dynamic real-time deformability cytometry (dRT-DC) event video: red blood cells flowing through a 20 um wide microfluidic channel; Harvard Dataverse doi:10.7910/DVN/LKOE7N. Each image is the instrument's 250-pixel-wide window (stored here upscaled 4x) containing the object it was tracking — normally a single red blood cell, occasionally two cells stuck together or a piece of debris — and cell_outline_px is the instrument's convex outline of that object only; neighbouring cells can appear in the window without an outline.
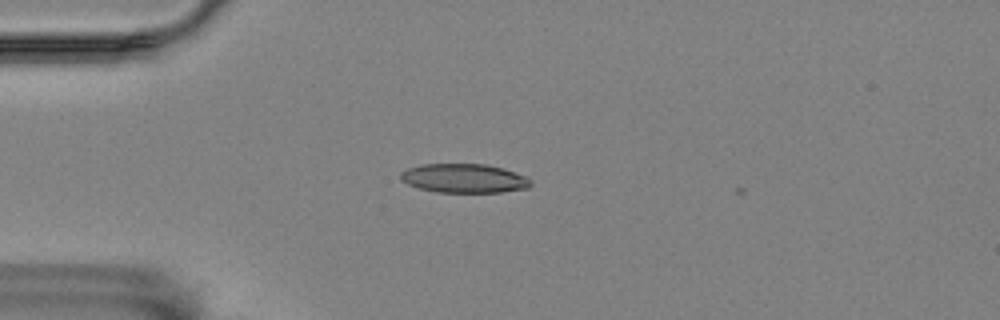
{"species": "Egyptian fruit bat (a non-hibernating species)", "species_latin": "Rousettus aegyptiacus", "temperature_condition": "room temperature", "stored_images_in_passage": 40, "camera_frame_rate_fps": 3000, "um_per_image_px": 0.085, "animal": {"sex": "female"}, "frame": {"image": 1, "passage_image": 1, "time_ms": 0.0, "image_size_px": [1000, 320], "cell_outline_px": [[532, 184], [528, 188], [500, 192], [436, 192], [420, 188], [408, 184], [400, 180], [400, 172], [408, 168], [420, 164], [484, 164], [504, 168], [524, 176], [532, 180]], "centroid_in_image_um": [39.43, 15.15], "position_along_channel_um": 45.6, "area_um2": 22.02}}
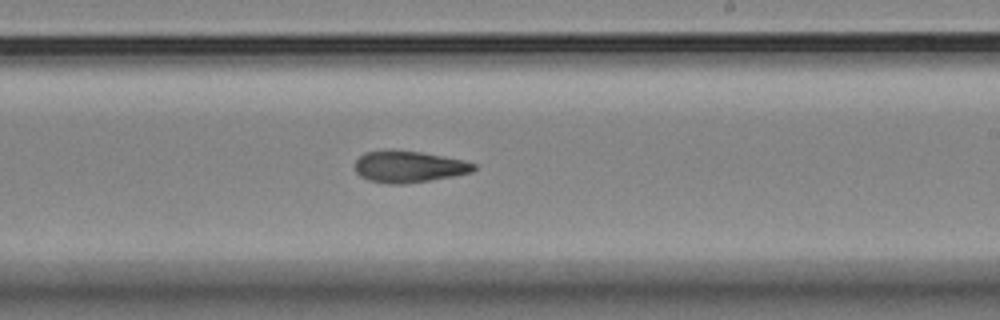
{"frame": {"image": 2, "passage_image": 20, "time_ms": 6.333, "image_size_px": [1000, 320], "cell_outline_px": [[476, 168], [472, 172], [452, 176], [404, 184], [388, 184], [368, 180], [360, 176], [356, 172], [356, 160], [364, 152], [420, 152], [464, 160], [476, 164]], "centroid_in_image_um": [34.77, 14.2], "position_along_channel_um": 254.2, "area_um2": 21.21}}
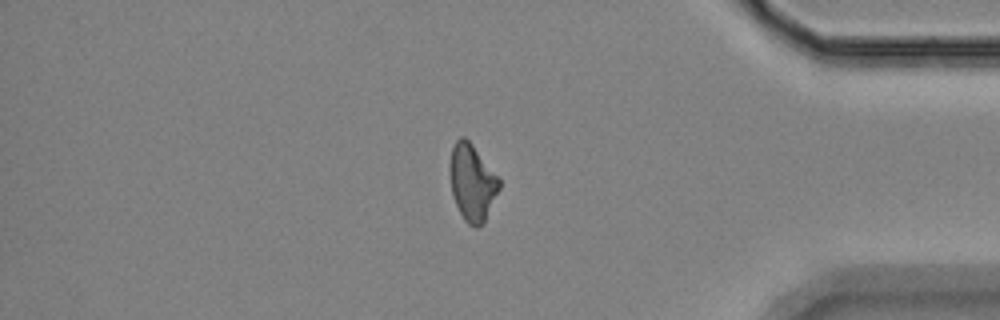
{"frame": {"image": 3, "passage_image": 34, "time_ms": 11.0, "image_size_px": [1000, 320], "cell_outline_px": [[500, 188], [484, 220], [476, 228], [468, 224], [464, 220], [452, 196], [448, 168], [448, 164], [452, 148], [456, 140], [460, 136], [464, 136], [472, 144], [500, 176]], "centroid_in_image_um": [40.12, 15.46], "position_along_channel_um": 395.1, "area_um2": 22.25}, "authors_computed_cell_mechanics": {"area_um2": 22.1374, "velocity_mm_per_s": 3.5653, "shape_relaxation_time_tau1_ms": null, "shape_relaxation_time_tau2_ms": 3.8579, "deformation_change_tau1": null, "deformation_change_tau2": 0.1114}}